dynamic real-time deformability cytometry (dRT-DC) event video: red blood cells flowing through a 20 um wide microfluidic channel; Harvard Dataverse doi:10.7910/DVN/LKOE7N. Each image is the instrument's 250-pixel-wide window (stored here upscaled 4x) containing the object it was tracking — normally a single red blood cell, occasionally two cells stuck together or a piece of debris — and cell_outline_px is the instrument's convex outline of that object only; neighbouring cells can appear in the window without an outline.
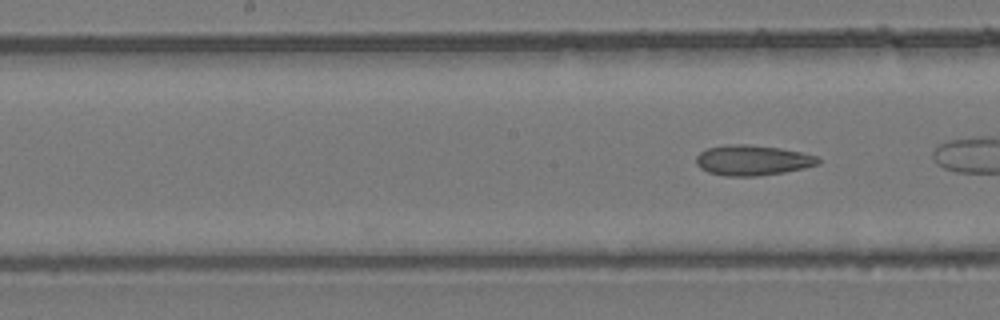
{"species": "common noctule bat (a hibernating species)", "species_latin": "Nyctalus noctula", "temperature_condition": "room temperature", "stored_images_in_passage": 14, "camera_frame_rate_fps": 3000, "um_per_image_px": 0.085, "animal": {"sex": "female", "body_mass_g": 24.6, "forearm_length_mm": 56.2}, "frame": {"image": 1, "passage_image": 14, "time_ms": 4.333, "image_size_px": [1000, 320], "cell_outline_px": [[820, 164], [784, 172], [756, 176], [724, 176], [708, 172], [700, 168], [696, 164], [696, 156], [700, 152], [708, 148], [728, 144], [744, 144], [780, 148], [800, 152], [816, 156], [820, 160]], "centroid_in_image_um": [63.93, 13.62], "position_along_channel_um": 184.3, "area_um2": 21.44}}